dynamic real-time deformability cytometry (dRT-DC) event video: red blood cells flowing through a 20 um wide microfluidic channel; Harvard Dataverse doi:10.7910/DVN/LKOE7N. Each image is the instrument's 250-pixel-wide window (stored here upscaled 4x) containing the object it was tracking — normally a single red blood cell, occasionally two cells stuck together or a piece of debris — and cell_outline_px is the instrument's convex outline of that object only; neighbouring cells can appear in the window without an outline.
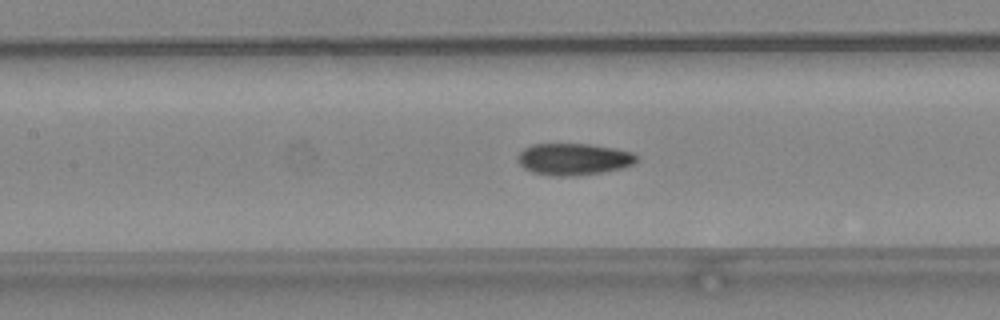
{"species": "common noctule bat (a hibernating species)", "species_latin": "Nyctalus noctula", "temperature_condition": "warm", "stored_images_in_passage": 42, "camera_frame_rate_fps": 3000, "um_per_image_px": 0.085, "animal": {"sex": "female", "body_mass_g": 24.6, "forearm_length_mm": 56.2}, "frame": {"image": 1, "passage_image": 22, "time_ms": 7.0, "image_size_px": [1000, 320], "cell_outline_px": [[640, 156], [632, 164], [620, 168], [600, 172], [572, 176], [552, 176], [532, 172], [524, 168], [516, 160], [516, 156], [524, 148], [532, 144], [588, 144], [616, 148], [632, 152]], "centroid_in_image_um": [48.72, 13.52], "position_along_channel_um": 158.7, "area_um2": 22.02}}
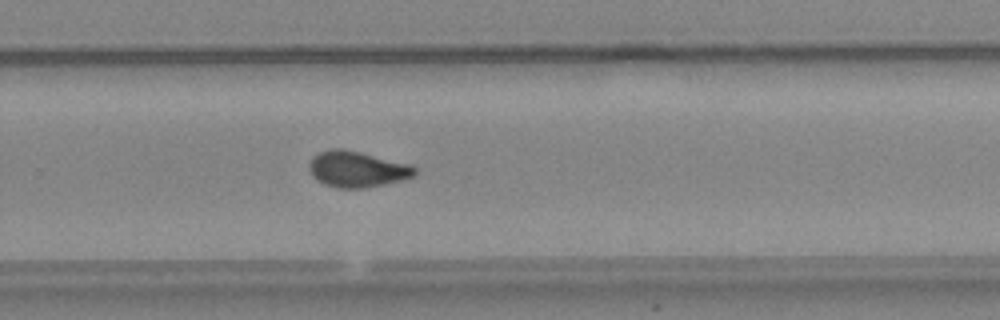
{"frame": {"image": 2, "passage_image": 32, "time_ms": 10.333, "image_size_px": [1000, 320], "cell_outline_px": [[416, 176], [404, 180], [364, 188], [336, 188], [324, 184], [316, 180], [312, 176], [308, 168], [308, 164], [312, 156], [320, 152], [332, 148], [344, 148], [412, 164], [416, 168]], "centroid_in_image_um": [30.36, 14.38], "position_along_channel_um": 299.4, "area_um2": 22.6}}
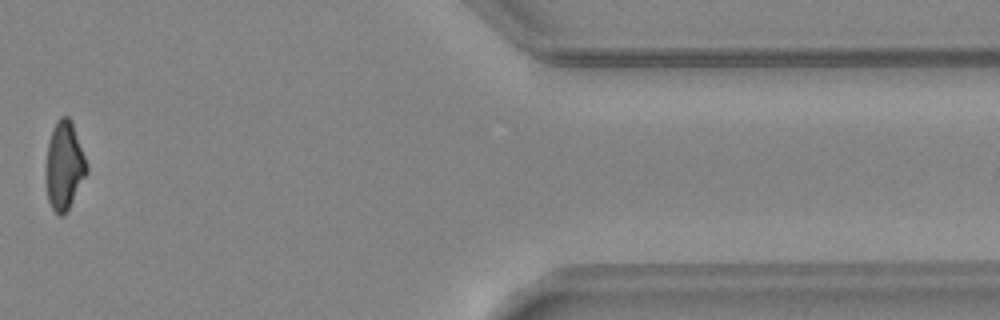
{"frame": {"image": 3, "passage_image": 37, "time_ms": 12.0, "image_size_px": [1000, 320], "cell_outline_px": [[88, 172], [64, 216], [60, 216], [52, 208], [48, 200], [44, 180], [44, 168], [48, 144], [52, 128], [56, 120], [60, 116], [68, 116], [72, 120], [88, 164]], "centroid_in_image_um": [5.44, 14.06], "position_along_channel_um": 406.0, "area_um2": 21.56}, "authors_computed_cell_mechanics": {"area_um2": 21.6172, "velocity_mm_per_s": 4.2448, "shape_relaxation_time_tau1_ms": null, "shape_relaxation_time_tau2_ms": 2.1373, "deformation_change_tau1": null, "deformation_change_tau2": 0.0919}}